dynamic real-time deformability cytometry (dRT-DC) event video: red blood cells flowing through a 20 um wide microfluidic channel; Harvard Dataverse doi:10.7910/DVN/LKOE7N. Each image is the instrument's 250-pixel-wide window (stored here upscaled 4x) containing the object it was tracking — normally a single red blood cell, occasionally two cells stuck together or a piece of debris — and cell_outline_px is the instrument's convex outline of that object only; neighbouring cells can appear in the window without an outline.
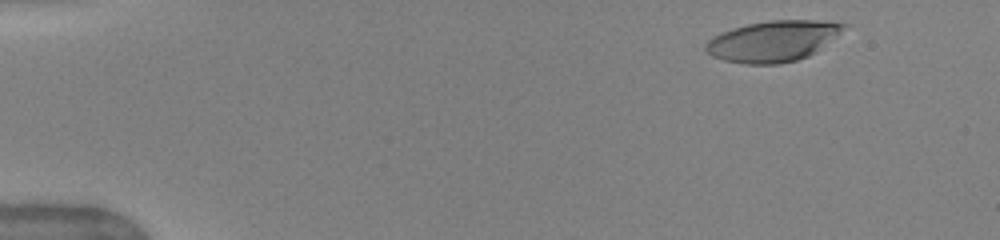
{"species": "human", "species_latin": "Homo sapiens", "temperature_condition": "warm", "stored_images_in_passage": 50, "camera_frame_rate_fps": 3000, "um_per_image_px": 0.085, "donor": {"sex": "female"}, "frame": {"image": 1, "passage_image": 5, "time_ms": 1.333, "image_size_px": [1000, 240], "cell_outline_px": [[848, 24], [840, 32], [816, 52], [808, 56], [796, 60], [776, 64], [748, 64], [724, 60], [712, 56], [704, 48], [704, 44], [712, 36], [720, 32], [732, 28], [748, 24], [768, 20], [816, 20]], "centroid_in_image_um": [65.65, 3.49], "position_along_channel_um": 19.3, "area_um2": 32.66}}
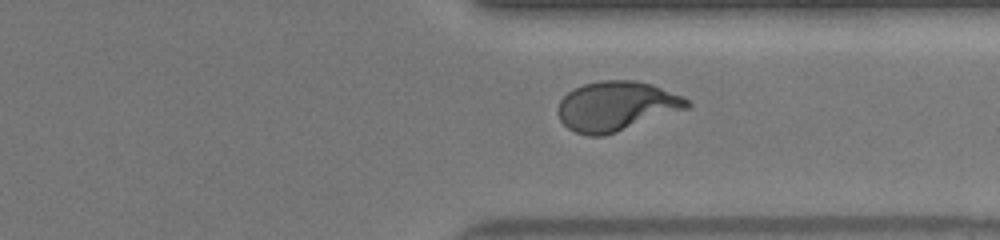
{"frame": {"image": 2, "passage_image": 39, "time_ms": 12.667, "image_size_px": [1000, 240], "cell_outline_px": [[692, 108], [604, 136], [588, 136], [576, 132], [568, 128], [560, 120], [556, 112], [560, 100], [568, 92], [584, 84], [604, 80], [636, 80], [652, 84], [684, 96], [692, 104]], "centroid_in_image_um": [52.44, 9.03], "position_along_channel_um": 359.0, "area_um2": 37.74}}
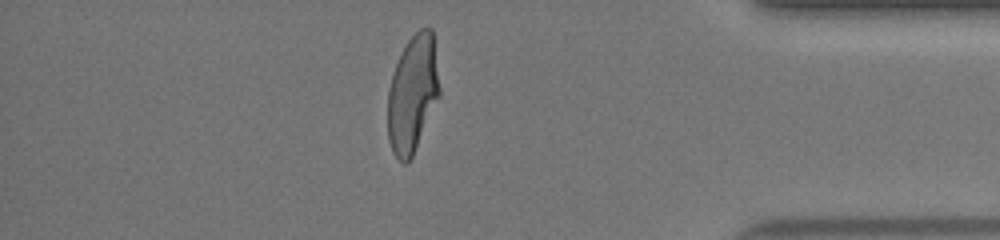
{"frame": {"image": 3, "passage_image": 44, "time_ms": 14.333, "image_size_px": [1000, 240], "cell_outline_px": [[440, 96], [412, 156], [408, 164], [404, 164], [392, 152], [388, 140], [388, 88], [392, 72], [408, 40], [420, 28], [432, 28], [440, 88]], "centroid_in_image_um": [35.07, 7.99], "position_along_channel_um": 400.1, "area_um2": 35.26}, "authors_computed_cell_mechanics": {"area_um2": 36.2406, "velocity_mm_per_s": 4.0191, "shape_relaxation_time_tau1_ms": 5.08, "shape_relaxation_time_tau2_ms": 1.0947, "deformation_change_tau1": 0.271, "deformation_change_tau2": 0.072}}